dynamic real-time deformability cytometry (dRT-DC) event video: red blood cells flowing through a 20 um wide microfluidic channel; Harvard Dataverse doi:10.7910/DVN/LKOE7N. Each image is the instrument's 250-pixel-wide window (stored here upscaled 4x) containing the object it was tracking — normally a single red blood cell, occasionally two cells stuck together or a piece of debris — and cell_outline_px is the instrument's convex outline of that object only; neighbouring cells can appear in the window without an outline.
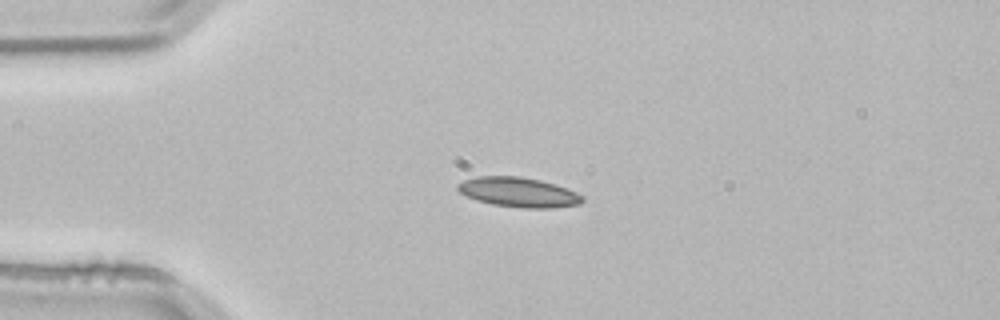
{"species": "common noctule bat (a hibernating species)", "species_latin": "Nyctalus noctula", "temperature_condition": "room temperature", "stored_images_in_passage": 3, "camera_frame_rate_fps": 3000, "um_per_image_px": 0.085, "animal": {"sex": "male", "body_mass_g": 21.5, "forearm_length_mm": 52.0}, "frame": {"image": 1, "passage_image": 2, "time_ms": 0.333, "image_size_px": [1000, 320], "cell_outline_px": [[584, 200], [580, 204], [552, 208], [524, 208], [492, 204], [476, 200], [460, 192], [456, 188], [456, 184], [464, 180], [476, 176], [520, 176], [540, 180], [556, 184], [576, 192], [584, 196]], "centroid_in_image_um": [44.08, 16.33], "position_along_channel_um": 40.9, "area_um2": 21.68}}